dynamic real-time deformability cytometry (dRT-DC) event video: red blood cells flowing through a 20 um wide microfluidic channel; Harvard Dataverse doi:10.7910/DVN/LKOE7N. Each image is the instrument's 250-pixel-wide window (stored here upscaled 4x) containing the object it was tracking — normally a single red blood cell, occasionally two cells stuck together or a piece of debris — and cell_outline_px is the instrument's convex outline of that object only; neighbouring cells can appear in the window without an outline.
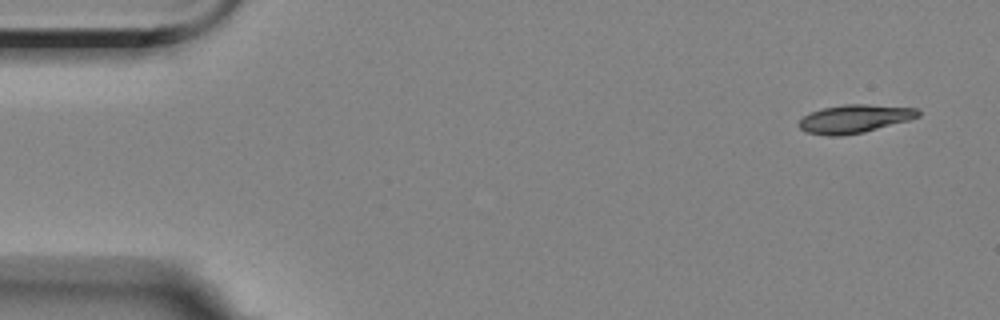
{"species": "Egyptian fruit bat (a non-hibernating species)", "species_latin": "Rousettus aegyptiacus", "temperature_condition": "room temperature", "stored_images_in_passage": 7, "camera_frame_rate_fps": 3000, "um_per_image_px": 0.085, "animal": {"sex": "female"}, "frame": {"image": 1, "passage_image": 1, "time_ms": 0.0, "image_size_px": [1000, 320], "cell_outline_px": [[920, 116], [908, 120], [864, 132], [840, 136], [828, 136], [804, 132], [796, 124], [804, 116], [812, 112], [824, 108], [844, 104], [868, 104], [920, 108]], "centroid_in_image_um": [72.63, 10.1], "position_along_channel_um": 12.4, "area_um2": 19.71}}
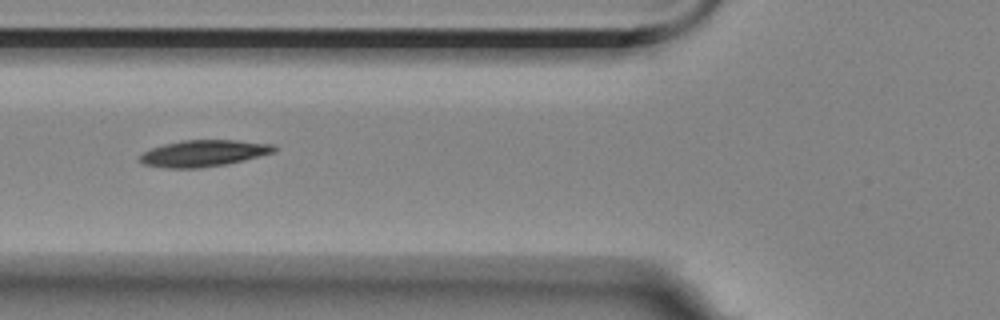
{"frame": {"image": 2, "passage_image": 6, "time_ms": 6.0, "image_size_px": [1000, 320], "cell_outline_px": [[276, 152], [244, 160], [224, 164], [200, 168], [164, 168], [144, 164], [140, 160], [140, 156], [144, 152], [152, 148], [164, 144], [180, 140], [236, 140], [276, 144]], "centroid_in_image_um": [17.34, 13.02], "position_along_channel_um": 108.5, "area_um2": 20.75}}
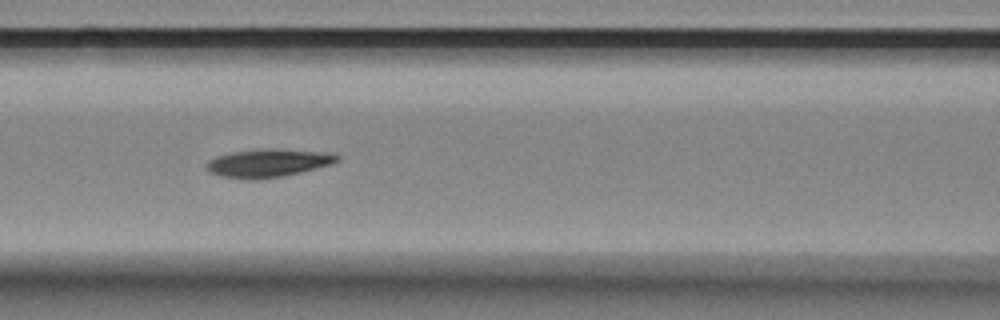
{"frame": {"image": 3, "passage_image": 7, "time_ms": 7.0, "image_size_px": [1000, 320], "cell_outline_px": [[340, 160], [332, 164], [284, 176], [256, 180], [252, 180], [220, 176], [208, 172], [204, 164], [208, 160], [216, 156], [232, 152], [268, 148], [276, 148], [336, 152], [340, 156]], "centroid_in_image_um": [22.82, 13.84], "position_along_channel_um": 143.8, "area_um2": 21.96}}